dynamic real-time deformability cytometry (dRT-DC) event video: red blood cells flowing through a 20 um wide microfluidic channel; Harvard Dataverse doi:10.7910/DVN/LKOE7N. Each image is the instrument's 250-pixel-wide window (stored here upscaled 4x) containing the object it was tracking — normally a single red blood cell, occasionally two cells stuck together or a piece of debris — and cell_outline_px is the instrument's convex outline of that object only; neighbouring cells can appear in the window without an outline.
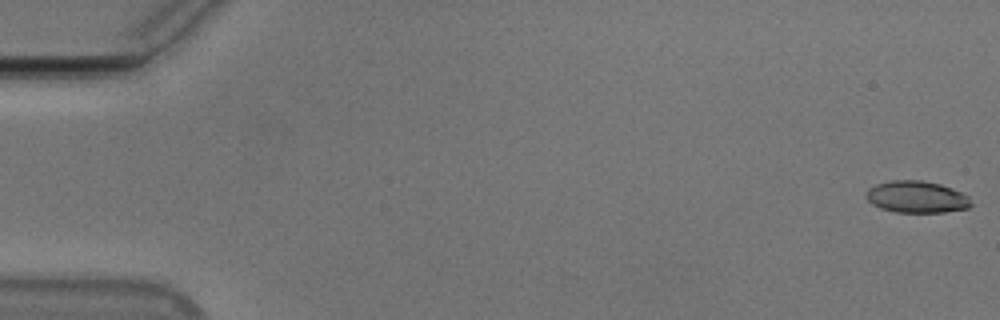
{"species": "Egyptian fruit bat (a non-hibernating species)", "species_latin": "Rousettus aegyptiacus", "temperature_condition": "cold", "stored_images_in_passage": 55, "camera_frame_rate_fps": 3000, "um_per_image_px": 0.085, "animal": {"sex": "male"}, "frame": {"image": 1, "passage_image": 1, "time_ms": 0.0, "image_size_px": [1000, 320], "cell_outline_px": [[972, 204], [968, 208], [944, 212], [896, 212], [880, 208], [872, 204], [868, 200], [864, 192], [868, 188], [876, 184], [892, 180], [924, 180], [940, 184], [952, 188], [968, 196]], "centroid_in_image_um": [77.89, 16.73], "position_along_channel_um": 7.1, "area_um2": 19.54}}
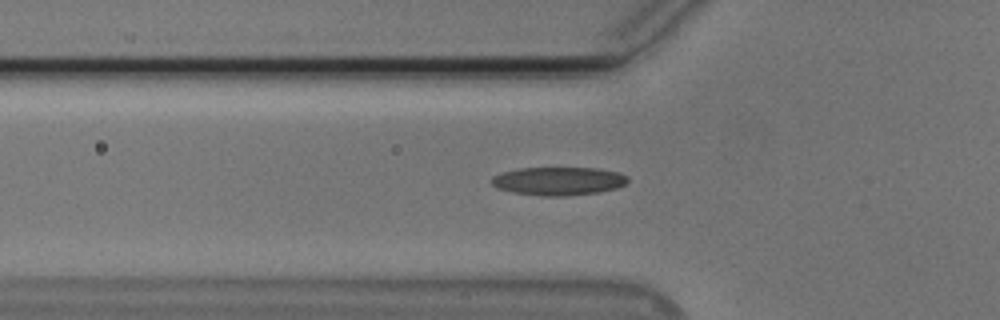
{"frame": {"image": 2, "passage_image": 19, "time_ms": 6.0, "image_size_px": [1000, 320], "cell_outline_px": [[628, 180], [624, 184], [616, 188], [600, 192], [564, 196], [540, 196], [512, 192], [496, 188], [492, 184], [492, 176], [500, 172], [520, 168], [600, 168], [616, 172], [628, 176]], "centroid_in_image_um": [47.44, 15.39], "position_along_channel_um": 78.4, "area_um2": 22.54}}
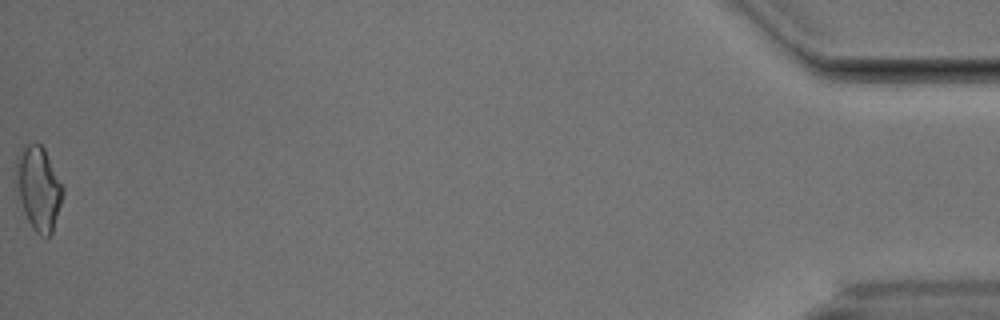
{"frame": {"image": 3, "passage_image": 55, "time_ms": 18.0, "image_size_px": [1000, 320], "cell_outline_px": [[64, 192], [52, 232], [48, 236], [40, 236], [32, 228], [24, 212], [20, 200], [16, 172], [16, 160], [24, 144], [36, 140], [44, 148], [64, 188]], "centroid_in_image_um": [3.28, 15.96], "position_along_channel_um": 431.9, "area_um2": 22.54}, "authors_computed_cell_mechanics": {"area_um2": 20.808, "velocity_mm_per_s": 3.7786, "shape_relaxation_time_tau1_ms": 4.6994, "shape_relaxation_time_tau2_ms": 1.9844, "deformation_change_tau1": 0.1416, "deformation_change_tau2": 0.0882}}